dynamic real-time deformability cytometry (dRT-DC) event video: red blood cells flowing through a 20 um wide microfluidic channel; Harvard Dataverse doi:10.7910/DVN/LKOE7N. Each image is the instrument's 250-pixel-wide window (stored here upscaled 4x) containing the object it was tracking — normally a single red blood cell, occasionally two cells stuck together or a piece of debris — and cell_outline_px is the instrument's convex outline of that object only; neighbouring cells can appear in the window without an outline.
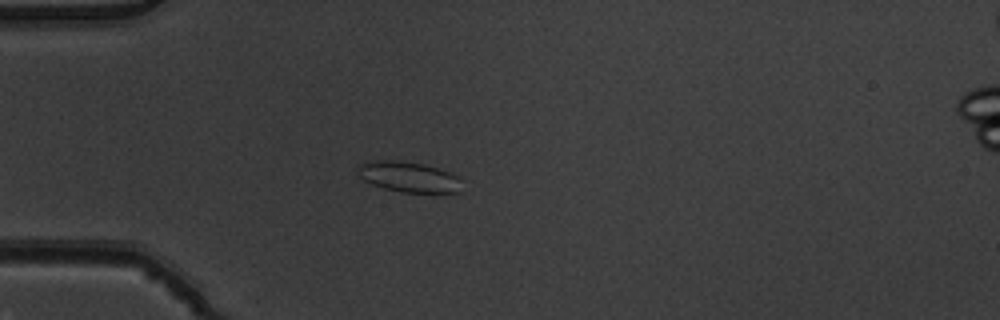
{"species": "common noctule bat (a hibernating species)", "species_latin": "Nyctalus noctula", "temperature_condition": "warm", "stored_images_in_passage": 6, "camera_frame_rate_fps": 3000, "um_per_image_px": 0.085, "animal": {"sex": "male", "body_mass_g": 19.5, "forearm_length_mm": 54.6}, "frame": {"image": 1, "passage_image": 5, "time_ms": 1.333, "image_size_px": [1000, 320], "cell_outline_px": [[460, 192], [400, 192], [384, 188], [372, 184], [364, 180], [360, 176], [356, 168], [360, 164], [372, 160], [400, 160], [424, 164], [460, 176]], "centroid_in_image_um": [34.71, 15.02], "position_along_channel_um": 50.3, "area_um2": 18.44}}